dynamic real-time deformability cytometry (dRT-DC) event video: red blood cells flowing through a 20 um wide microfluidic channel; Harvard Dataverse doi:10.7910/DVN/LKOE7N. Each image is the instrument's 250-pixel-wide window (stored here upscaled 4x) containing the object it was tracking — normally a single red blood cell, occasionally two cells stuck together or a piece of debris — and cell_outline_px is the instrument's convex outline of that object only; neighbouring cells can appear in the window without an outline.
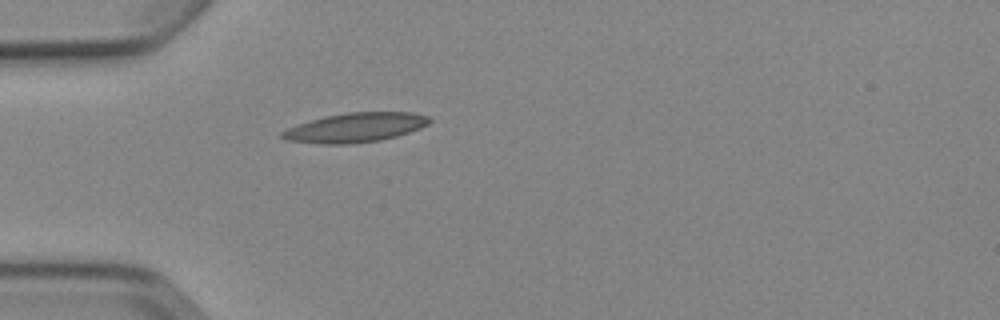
{"species": "Egyptian fruit bat (a non-hibernating species)", "species_latin": "Rousettus aegyptiacus", "temperature_condition": "cold", "stored_images_in_passage": 1, "camera_frame_rate_fps": 3000, "um_per_image_px": 0.085, "animal": {"sex": "female"}, "frame": {"image": 1, "passage_image": 1, "time_ms": 0.0, "image_size_px": [1000, 320], "cell_outline_px": [[432, 120], [428, 124], [420, 128], [396, 136], [380, 140], [348, 144], [320, 144], [288, 140], [280, 136], [280, 132], [296, 124], [324, 116], [348, 112], [412, 112], [428, 116]], "centroid_in_image_um": [30.19, 10.83], "position_along_channel_um": 54.8, "area_um2": 25.2}}